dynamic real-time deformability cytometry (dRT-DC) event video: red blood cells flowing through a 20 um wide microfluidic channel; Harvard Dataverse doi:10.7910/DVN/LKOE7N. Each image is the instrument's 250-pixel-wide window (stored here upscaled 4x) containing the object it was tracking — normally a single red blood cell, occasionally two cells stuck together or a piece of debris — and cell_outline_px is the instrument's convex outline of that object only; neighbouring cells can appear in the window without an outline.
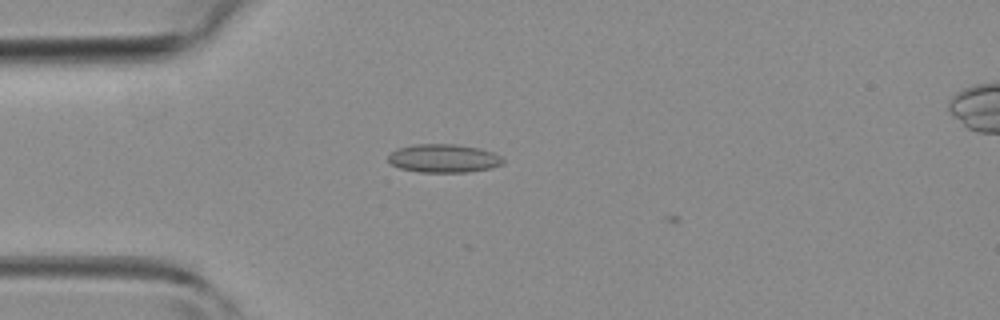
{"species": "common noctule bat (a hibernating species)", "species_latin": "Nyctalus noctula", "temperature_condition": "room temperature", "stored_images_in_passage": 7, "camera_frame_rate_fps": 3000, "um_per_image_px": 0.085, "animal": {"sex": "female", "body_mass_g": 19.3, "forearm_length_mm": 54.1}, "frame": {"image": 1, "passage_image": 6, "time_ms": 1.667, "image_size_px": [1000, 320], "cell_outline_px": [[504, 164], [492, 168], [468, 172], [420, 172], [400, 168], [392, 164], [388, 160], [388, 156], [396, 148], [416, 144], [456, 144], [480, 148], [492, 152], [500, 156], [504, 160]], "centroid_in_image_um": [37.73, 13.46], "position_along_channel_um": 47.3, "area_um2": 19.07}}